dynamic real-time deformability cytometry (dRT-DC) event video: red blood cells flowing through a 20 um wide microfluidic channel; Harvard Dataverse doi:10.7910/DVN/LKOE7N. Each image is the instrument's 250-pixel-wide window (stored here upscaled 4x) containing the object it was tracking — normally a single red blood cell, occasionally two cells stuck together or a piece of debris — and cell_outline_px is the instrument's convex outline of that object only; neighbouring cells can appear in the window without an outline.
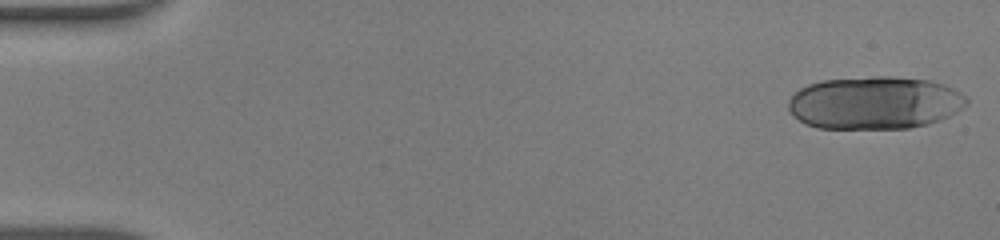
{"species": "human", "species_latin": "Homo sapiens", "temperature_condition": "warm", "stored_images_in_passage": 48, "camera_frame_rate_fps": 3000, "um_per_image_px": 0.085, "donor": {"sex": "male"}, "frame": {"image": 1, "passage_image": 1, "time_ms": 0.0, "image_size_px": [1000, 240], "cell_outline_px": [[968, 104], [956, 112], [940, 120], [928, 124], [908, 128], [816, 128], [804, 124], [788, 108], [788, 100], [800, 88], [808, 84], [824, 80], [872, 76], [892, 76], [928, 80], [944, 84], [968, 96]], "centroid_in_image_um": [74.37, 8.73], "position_along_channel_um": 10.6, "area_um2": 54.97}}
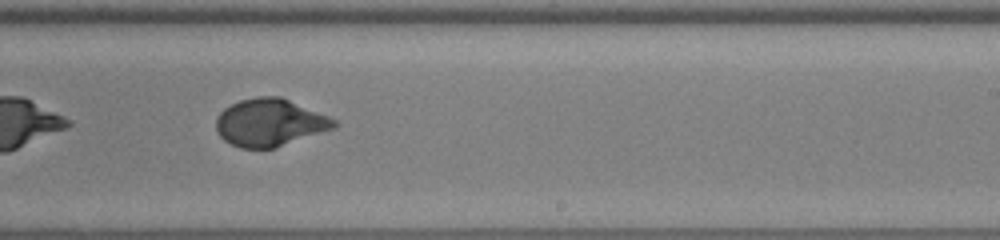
{"frame": {"image": 2, "passage_image": 30, "time_ms": 9.667, "image_size_px": [1000, 240], "cell_outline_px": [[336, 128], [276, 148], [240, 148], [224, 140], [216, 132], [216, 116], [224, 108], [240, 100], [256, 96], [280, 96], [328, 116], [336, 120]], "centroid_in_image_um": [22.92, 10.42], "position_along_channel_um": 266.1, "area_um2": 32.77}}
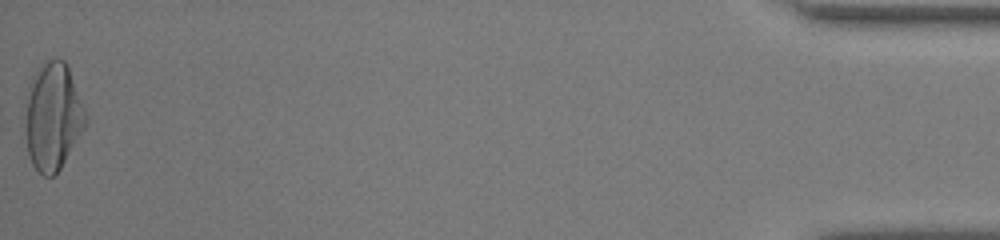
{"frame": {"image": 3, "passage_image": 48, "time_ms": 15.667, "image_size_px": [1000, 240], "cell_outline_px": [[88, 120], [84, 128], [60, 168], [52, 176], [44, 176], [32, 164], [28, 152], [24, 128], [28, 96], [32, 76], [44, 60], [64, 60], [68, 68], [88, 116]], "centroid_in_image_um": [4.49, 9.91], "position_along_channel_um": 430.7, "area_um2": 37.28}, "authors_computed_cell_mechanics": {"area_um2": 33.4373, "velocity_mm_per_s": 4.3371, "shape_relaxation_time_tau1_ms": 3.8329, "shape_relaxation_time_tau2_ms": null, "deformation_change_tau1": 0.2313, "deformation_change_tau2": null}}